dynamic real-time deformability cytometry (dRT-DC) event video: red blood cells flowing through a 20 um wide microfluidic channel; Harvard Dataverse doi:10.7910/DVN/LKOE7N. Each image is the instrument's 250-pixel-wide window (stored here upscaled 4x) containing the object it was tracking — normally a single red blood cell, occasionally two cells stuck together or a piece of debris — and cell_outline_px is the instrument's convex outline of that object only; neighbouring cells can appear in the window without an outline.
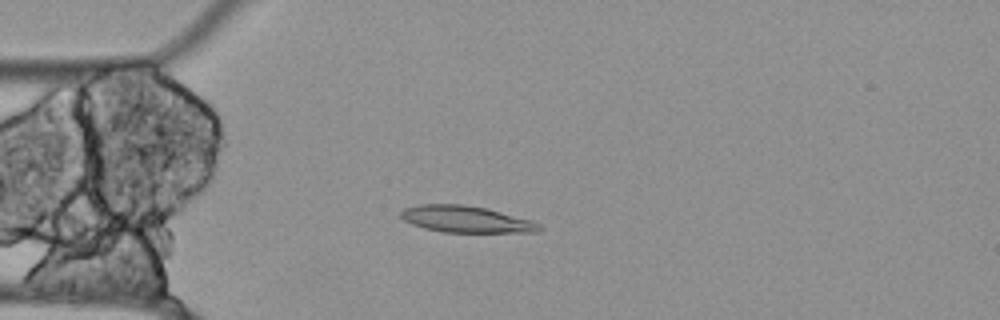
{"species": "Egyptian fruit bat (a non-hibernating species)", "species_latin": "Rousettus aegyptiacus", "temperature_condition": "cold", "stored_images_in_passage": 56, "camera_frame_rate_fps": 3000, "um_per_image_px": 0.085, "animal": {"sex": "female"}, "frame": {"image": 1, "passage_image": 14, "time_ms": 4.333, "image_size_px": [1000, 320], "cell_outline_px": [[544, 228], [536, 232], [444, 232], [424, 228], [412, 224], [404, 220], [400, 216], [400, 212], [404, 208], [420, 204], [464, 204], [488, 208], [532, 220], [540, 224]], "centroid_in_image_um": [39.63, 18.63], "position_along_channel_um": 45.4, "area_um2": 21.62}}
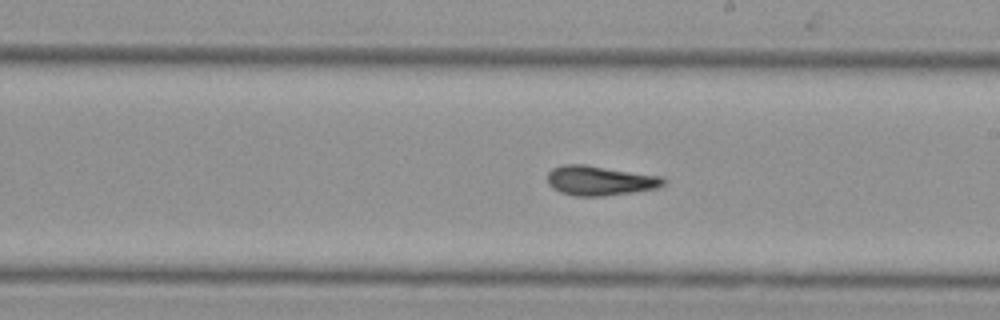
{"frame": {"image": 2, "passage_image": 31, "time_ms": 10.0, "image_size_px": [1000, 320], "cell_outline_px": [[668, 180], [664, 184], [656, 188], [632, 192], [604, 196], [572, 196], [560, 192], [552, 188], [548, 184], [548, 172], [552, 168], [564, 164], [584, 164], [664, 176]], "centroid_in_image_um": [51.0, 15.34], "position_along_channel_um": 238.0, "area_um2": 20.29}}
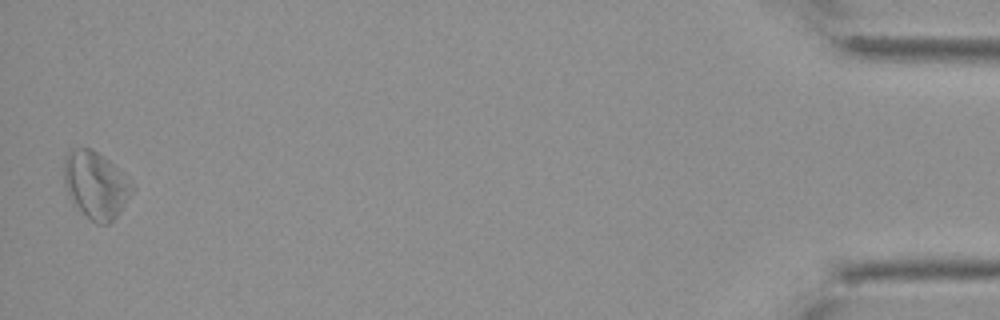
{"frame": {"image": 3, "passage_image": 55, "time_ms": 18.0, "image_size_px": [1000, 320], "cell_outline_px": [[136, 188], [116, 216], [108, 224], [96, 224], [72, 204], [68, 196], [64, 184], [64, 160], [68, 152], [76, 148], [92, 148], [108, 160], [128, 176]], "centroid_in_image_um": [8.14, 15.73], "position_along_channel_um": 427.1, "area_um2": 26.82}, "authors_computed_cell_mechanics": {"area_um2": 21.4438, "velocity_mm_per_s": 3.4811, "shape_relaxation_time_tau1_ms": null, "shape_relaxation_time_tau2_ms": 4.9519, "deformation_change_tau1": null, "deformation_change_tau2": 0.1502}}